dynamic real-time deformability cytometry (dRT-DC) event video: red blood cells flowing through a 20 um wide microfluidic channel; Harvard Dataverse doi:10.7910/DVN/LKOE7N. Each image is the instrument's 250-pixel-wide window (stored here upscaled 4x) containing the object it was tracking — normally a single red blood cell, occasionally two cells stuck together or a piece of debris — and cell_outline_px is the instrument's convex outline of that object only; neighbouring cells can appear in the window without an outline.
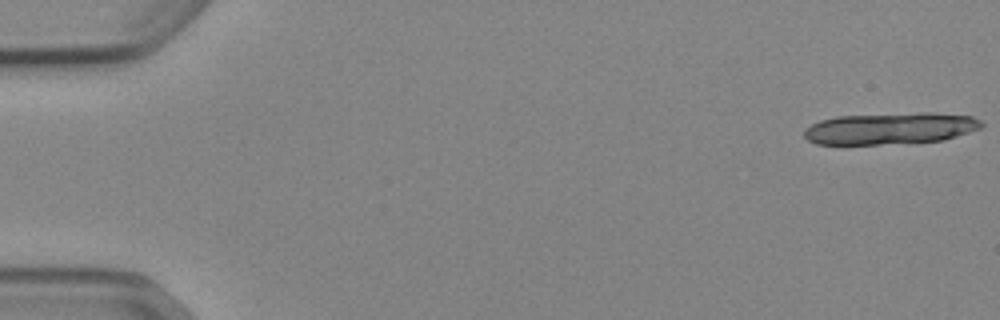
{"species": "Egyptian fruit bat (a non-hibernating species)", "species_latin": "Rousettus aegyptiacus", "temperature_condition": "cold", "stored_images_in_passage": 18, "camera_frame_rate_fps": 3000, "um_per_image_px": 0.085, "animal": {"sex": "female"}, "frame": {"image": 1, "passage_image": 1, "time_ms": 0.0, "image_size_px": [1000, 320], "cell_outline_px": [[984, 124], [980, 128], [944, 140], [880, 144], [816, 144], [808, 140], [804, 136], [804, 128], [820, 120], [836, 116], [924, 112], [932, 112], [972, 116], [980, 120]], "centroid_in_image_um": [75.66, 10.9], "position_along_channel_um": 9.3, "area_um2": 32.71}}